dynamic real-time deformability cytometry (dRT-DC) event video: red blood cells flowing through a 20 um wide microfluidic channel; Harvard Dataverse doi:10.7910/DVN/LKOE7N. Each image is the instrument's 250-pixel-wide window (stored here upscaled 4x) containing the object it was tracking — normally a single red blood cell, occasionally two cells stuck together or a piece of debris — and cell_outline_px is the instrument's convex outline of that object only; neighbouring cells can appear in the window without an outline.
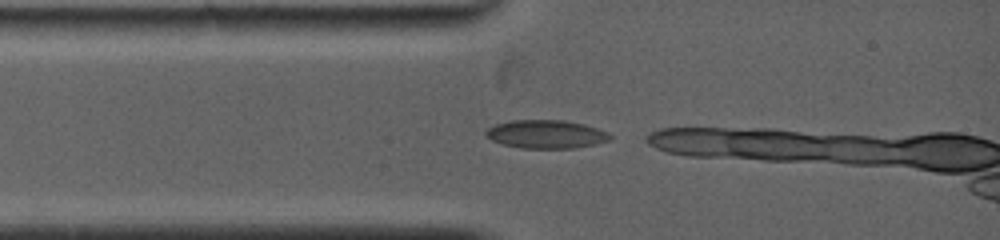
{"species": "common noctule bat (a hibernating species)", "species_latin": "Nyctalus noctula", "temperature_condition": "warm", "stored_images_in_passage": 10, "camera_frame_rate_fps": 5000, "um_per_image_px": 0.085, "animal": {"sex": "female", "body_mass_g": 19.0, "forearm_length_mm": 53.3}, "frame": {"image": 1, "passage_image": 1, "time_ms": 0.0, "image_size_px": [1000, 240], "cell_outline_px": [[612, 136], [608, 140], [596, 144], [572, 148], [520, 148], [504, 144], [492, 140], [484, 132], [488, 128], [496, 124], [512, 120], [564, 120], [584, 124], [608, 132]], "centroid_in_image_um": [46.42, 11.4], "position_along_channel_um": 38.6, "area_um2": 20.35}}
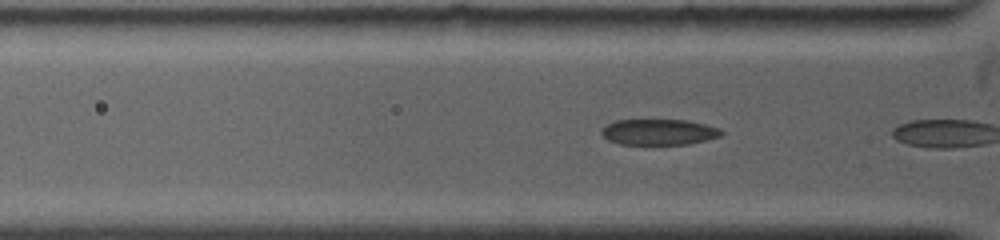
{"frame": {"image": 2, "passage_image": 8, "time_ms": 0.8, "image_size_px": [1000, 240], "cell_outline_px": [[724, 132], [720, 136], [688, 144], [620, 144], [608, 140], [600, 132], [600, 128], [616, 120], [688, 120], [720, 128]], "centroid_in_image_um": [55.98, 11.21], "position_along_channel_um": 69.8, "area_um2": 17.98}}